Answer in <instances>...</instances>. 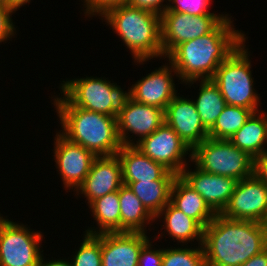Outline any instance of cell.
I'll list each match as a JSON object with an SVG mask.
<instances>
[{
	"label": "cell",
	"mask_w": 267,
	"mask_h": 266,
	"mask_svg": "<svg viewBox=\"0 0 267 266\" xmlns=\"http://www.w3.org/2000/svg\"><path fill=\"white\" fill-rule=\"evenodd\" d=\"M228 16L209 34L179 44L166 58L178 74L180 83L192 86L196 81L210 80L220 64L246 40L235 30Z\"/></svg>",
	"instance_id": "obj_1"
},
{
	"label": "cell",
	"mask_w": 267,
	"mask_h": 266,
	"mask_svg": "<svg viewBox=\"0 0 267 266\" xmlns=\"http://www.w3.org/2000/svg\"><path fill=\"white\" fill-rule=\"evenodd\" d=\"M206 266H241L267 247V224L216 214L203 229Z\"/></svg>",
	"instance_id": "obj_2"
},
{
	"label": "cell",
	"mask_w": 267,
	"mask_h": 266,
	"mask_svg": "<svg viewBox=\"0 0 267 266\" xmlns=\"http://www.w3.org/2000/svg\"><path fill=\"white\" fill-rule=\"evenodd\" d=\"M100 17L112 27L137 64L163 58L160 15L126 3L107 9Z\"/></svg>",
	"instance_id": "obj_3"
},
{
	"label": "cell",
	"mask_w": 267,
	"mask_h": 266,
	"mask_svg": "<svg viewBox=\"0 0 267 266\" xmlns=\"http://www.w3.org/2000/svg\"><path fill=\"white\" fill-rule=\"evenodd\" d=\"M55 108L62 127L59 133L70 142L83 146L96 157L116 155L121 149L116 117L77 106Z\"/></svg>",
	"instance_id": "obj_4"
},
{
	"label": "cell",
	"mask_w": 267,
	"mask_h": 266,
	"mask_svg": "<svg viewBox=\"0 0 267 266\" xmlns=\"http://www.w3.org/2000/svg\"><path fill=\"white\" fill-rule=\"evenodd\" d=\"M107 79V80H106ZM61 97L53 99L54 106H77L79 108L117 117L130 98V89L123 91L120 85L108 78L85 77L62 81Z\"/></svg>",
	"instance_id": "obj_5"
},
{
	"label": "cell",
	"mask_w": 267,
	"mask_h": 266,
	"mask_svg": "<svg viewBox=\"0 0 267 266\" xmlns=\"http://www.w3.org/2000/svg\"><path fill=\"white\" fill-rule=\"evenodd\" d=\"M244 40L236 50L217 68L211 79L220 89L227 105L251 109L254 113L261 104L260 94L254 89L250 51Z\"/></svg>",
	"instance_id": "obj_6"
},
{
	"label": "cell",
	"mask_w": 267,
	"mask_h": 266,
	"mask_svg": "<svg viewBox=\"0 0 267 266\" xmlns=\"http://www.w3.org/2000/svg\"><path fill=\"white\" fill-rule=\"evenodd\" d=\"M201 170L238 181L253 175L254 159L229 140L206 138L192 149V161Z\"/></svg>",
	"instance_id": "obj_7"
},
{
	"label": "cell",
	"mask_w": 267,
	"mask_h": 266,
	"mask_svg": "<svg viewBox=\"0 0 267 266\" xmlns=\"http://www.w3.org/2000/svg\"><path fill=\"white\" fill-rule=\"evenodd\" d=\"M42 239L41 231L4 217L0 221V266H38L44 251Z\"/></svg>",
	"instance_id": "obj_8"
},
{
	"label": "cell",
	"mask_w": 267,
	"mask_h": 266,
	"mask_svg": "<svg viewBox=\"0 0 267 266\" xmlns=\"http://www.w3.org/2000/svg\"><path fill=\"white\" fill-rule=\"evenodd\" d=\"M226 15L191 16L165 11L161 15V43L165 59L179 44L212 32Z\"/></svg>",
	"instance_id": "obj_9"
},
{
	"label": "cell",
	"mask_w": 267,
	"mask_h": 266,
	"mask_svg": "<svg viewBox=\"0 0 267 266\" xmlns=\"http://www.w3.org/2000/svg\"><path fill=\"white\" fill-rule=\"evenodd\" d=\"M134 146L176 175H180L188 162L192 161V149L165 122Z\"/></svg>",
	"instance_id": "obj_10"
},
{
	"label": "cell",
	"mask_w": 267,
	"mask_h": 266,
	"mask_svg": "<svg viewBox=\"0 0 267 266\" xmlns=\"http://www.w3.org/2000/svg\"><path fill=\"white\" fill-rule=\"evenodd\" d=\"M221 215L232 220L267 224V185L254 174L238 181Z\"/></svg>",
	"instance_id": "obj_11"
},
{
	"label": "cell",
	"mask_w": 267,
	"mask_h": 266,
	"mask_svg": "<svg viewBox=\"0 0 267 266\" xmlns=\"http://www.w3.org/2000/svg\"><path fill=\"white\" fill-rule=\"evenodd\" d=\"M54 160L65 190L74 192L83 184L96 156L81 145L70 142L59 132L54 137Z\"/></svg>",
	"instance_id": "obj_12"
},
{
	"label": "cell",
	"mask_w": 267,
	"mask_h": 266,
	"mask_svg": "<svg viewBox=\"0 0 267 266\" xmlns=\"http://www.w3.org/2000/svg\"><path fill=\"white\" fill-rule=\"evenodd\" d=\"M116 122L122 145H135L142 138L150 136L165 122L164 110L136 102L130 97L125 109L116 117ZM129 133L131 136L135 134L138 138L131 139Z\"/></svg>",
	"instance_id": "obj_13"
},
{
	"label": "cell",
	"mask_w": 267,
	"mask_h": 266,
	"mask_svg": "<svg viewBox=\"0 0 267 266\" xmlns=\"http://www.w3.org/2000/svg\"><path fill=\"white\" fill-rule=\"evenodd\" d=\"M179 175L191 188L197 191L215 214H221L232 196L238 180L205 172L198 168H188ZM190 169V170H189Z\"/></svg>",
	"instance_id": "obj_14"
},
{
	"label": "cell",
	"mask_w": 267,
	"mask_h": 266,
	"mask_svg": "<svg viewBox=\"0 0 267 266\" xmlns=\"http://www.w3.org/2000/svg\"><path fill=\"white\" fill-rule=\"evenodd\" d=\"M174 75L178 78L170 62L167 65H161L131 86L130 97L136 102L165 110L178 94L173 80Z\"/></svg>",
	"instance_id": "obj_15"
},
{
	"label": "cell",
	"mask_w": 267,
	"mask_h": 266,
	"mask_svg": "<svg viewBox=\"0 0 267 266\" xmlns=\"http://www.w3.org/2000/svg\"><path fill=\"white\" fill-rule=\"evenodd\" d=\"M179 95L164 110L165 123L193 149L209 137L208 130L203 126L193 99Z\"/></svg>",
	"instance_id": "obj_16"
},
{
	"label": "cell",
	"mask_w": 267,
	"mask_h": 266,
	"mask_svg": "<svg viewBox=\"0 0 267 266\" xmlns=\"http://www.w3.org/2000/svg\"><path fill=\"white\" fill-rule=\"evenodd\" d=\"M149 240L147 233H101V266H138L141 249Z\"/></svg>",
	"instance_id": "obj_17"
},
{
	"label": "cell",
	"mask_w": 267,
	"mask_h": 266,
	"mask_svg": "<svg viewBox=\"0 0 267 266\" xmlns=\"http://www.w3.org/2000/svg\"><path fill=\"white\" fill-rule=\"evenodd\" d=\"M123 185L121 163L117 155L96 157L90 172L76 194H82L89 205L93 200L118 191Z\"/></svg>",
	"instance_id": "obj_18"
},
{
	"label": "cell",
	"mask_w": 267,
	"mask_h": 266,
	"mask_svg": "<svg viewBox=\"0 0 267 266\" xmlns=\"http://www.w3.org/2000/svg\"><path fill=\"white\" fill-rule=\"evenodd\" d=\"M121 163L122 182L174 180L177 175L162 164L153 161L134 145H122L116 154Z\"/></svg>",
	"instance_id": "obj_19"
},
{
	"label": "cell",
	"mask_w": 267,
	"mask_h": 266,
	"mask_svg": "<svg viewBox=\"0 0 267 266\" xmlns=\"http://www.w3.org/2000/svg\"><path fill=\"white\" fill-rule=\"evenodd\" d=\"M170 202L185 215L194 219L203 229L216 215L206 204L203 197L179 175L173 181Z\"/></svg>",
	"instance_id": "obj_20"
},
{
	"label": "cell",
	"mask_w": 267,
	"mask_h": 266,
	"mask_svg": "<svg viewBox=\"0 0 267 266\" xmlns=\"http://www.w3.org/2000/svg\"><path fill=\"white\" fill-rule=\"evenodd\" d=\"M229 141L253 159L267 152L264 148L267 146L266 113L264 111L253 113Z\"/></svg>",
	"instance_id": "obj_21"
},
{
	"label": "cell",
	"mask_w": 267,
	"mask_h": 266,
	"mask_svg": "<svg viewBox=\"0 0 267 266\" xmlns=\"http://www.w3.org/2000/svg\"><path fill=\"white\" fill-rule=\"evenodd\" d=\"M164 216V217H163ZM163 218L165 233L169 237L182 243V246L187 245L190 241L196 240L198 245L203 243V228L192 218L185 215L180 209H177L171 202H169L155 217Z\"/></svg>",
	"instance_id": "obj_22"
},
{
	"label": "cell",
	"mask_w": 267,
	"mask_h": 266,
	"mask_svg": "<svg viewBox=\"0 0 267 266\" xmlns=\"http://www.w3.org/2000/svg\"><path fill=\"white\" fill-rule=\"evenodd\" d=\"M118 196L121 213V232L148 233V230H146L147 225L153 223L155 218L146 210L141 200L124 184L118 190Z\"/></svg>",
	"instance_id": "obj_23"
},
{
	"label": "cell",
	"mask_w": 267,
	"mask_h": 266,
	"mask_svg": "<svg viewBox=\"0 0 267 266\" xmlns=\"http://www.w3.org/2000/svg\"><path fill=\"white\" fill-rule=\"evenodd\" d=\"M88 207L91 209L98 227H90L85 233L97 235L101 233L121 232V213L118 191L106 194L93 200ZM98 229V230H97Z\"/></svg>",
	"instance_id": "obj_24"
},
{
	"label": "cell",
	"mask_w": 267,
	"mask_h": 266,
	"mask_svg": "<svg viewBox=\"0 0 267 266\" xmlns=\"http://www.w3.org/2000/svg\"><path fill=\"white\" fill-rule=\"evenodd\" d=\"M198 96L193 99L203 126L209 131L225 108L226 101L219 87L210 80H201Z\"/></svg>",
	"instance_id": "obj_25"
},
{
	"label": "cell",
	"mask_w": 267,
	"mask_h": 266,
	"mask_svg": "<svg viewBox=\"0 0 267 266\" xmlns=\"http://www.w3.org/2000/svg\"><path fill=\"white\" fill-rule=\"evenodd\" d=\"M174 180L131 182L128 187L141 200L146 210L155 218L170 202V191Z\"/></svg>",
	"instance_id": "obj_26"
},
{
	"label": "cell",
	"mask_w": 267,
	"mask_h": 266,
	"mask_svg": "<svg viewBox=\"0 0 267 266\" xmlns=\"http://www.w3.org/2000/svg\"><path fill=\"white\" fill-rule=\"evenodd\" d=\"M253 113L251 109L226 105L214 126L208 131L209 138L229 140Z\"/></svg>",
	"instance_id": "obj_27"
},
{
	"label": "cell",
	"mask_w": 267,
	"mask_h": 266,
	"mask_svg": "<svg viewBox=\"0 0 267 266\" xmlns=\"http://www.w3.org/2000/svg\"><path fill=\"white\" fill-rule=\"evenodd\" d=\"M162 266H206L203 246L163 248Z\"/></svg>",
	"instance_id": "obj_28"
},
{
	"label": "cell",
	"mask_w": 267,
	"mask_h": 266,
	"mask_svg": "<svg viewBox=\"0 0 267 266\" xmlns=\"http://www.w3.org/2000/svg\"><path fill=\"white\" fill-rule=\"evenodd\" d=\"M73 258L70 259L72 266H101V234H84L83 242L80 243Z\"/></svg>",
	"instance_id": "obj_29"
},
{
	"label": "cell",
	"mask_w": 267,
	"mask_h": 266,
	"mask_svg": "<svg viewBox=\"0 0 267 266\" xmlns=\"http://www.w3.org/2000/svg\"><path fill=\"white\" fill-rule=\"evenodd\" d=\"M212 0H169L165 11L187 13L191 16L199 15H225L211 13L208 8Z\"/></svg>",
	"instance_id": "obj_30"
},
{
	"label": "cell",
	"mask_w": 267,
	"mask_h": 266,
	"mask_svg": "<svg viewBox=\"0 0 267 266\" xmlns=\"http://www.w3.org/2000/svg\"><path fill=\"white\" fill-rule=\"evenodd\" d=\"M15 11L4 5L0 4V43L15 38L16 28L11 16Z\"/></svg>",
	"instance_id": "obj_31"
},
{
	"label": "cell",
	"mask_w": 267,
	"mask_h": 266,
	"mask_svg": "<svg viewBox=\"0 0 267 266\" xmlns=\"http://www.w3.org/2000/svg\"><path fill=\"white\" fill-rule=\"evenodd\" d=\"M129 0H84L85 16H101L107 9L128 3Z\"/></svg>",
	"instance_id": "obj_32"
},
{
	"label": "cell",
	"mask_w": 267,
	"mask_h": 266,
	"mask_svg": "<svg viewBox=\"0 0 267 266\" xmlns=\"http://www.w3.org/2000/svg\"><path fill=\"white\" fill-rule=\"evenodd\" d=\"M149 240L141 249L138 266H162L163 261V248L152 249L153 243ZM157 249V250H156Z\"/></svg>",
	"instance_id": "obj_33"
},
{
	"label": "cell",
	"mask_w": 267,
	"mask_h": 266,
	"mask_svg": "<svg viewBox=\"0 0 267 266\" xmlns=\"http://www.w3.org/2000/svg\"><path fill=\"white\" fill-rule=\"evenodd\" d=\"M167 4H163V2ZM168 1V2H167ZM169 0H129L128 4L132 7L162 15L168 7Z\"/></svg>",
	"instance_id": "obj_34"
},
{
	"label": "cell",
	"mask_w": 267,
	"mask_h": 266,
	"mask_svg": "<svg viewBox=\"0 0 267 266\" xmlns=\"http://www.w3.org/2000/svg\"><path fill=\"white\" fill-rule=\"evenodd\" d=\"M253 174L267 185V152L254 159Z\"/></svg>",
	"instance_id": "obj_35"
},
{
	"label": "cell",
	"mask_w": 267,
	"mask_h": 266,
	"mask_svg": "<svg viewBox=\"0 0 267 266\" xmlns=\"http://www.w3.org/2000/svg\"><path fill=\"white\" fill-rule=\"evenodd\" d=\"M241 266H267V247L243 263Z\"/></svg>",
	"instance_id": "obj_36"
},
{
	"label": "cell",
	"mask_w": 267,
	"mask_h": 266,
	"mask_svg": "<svg viewBox=\"0 0 267 266\" xmlns=\"http://www.w3.org/2000/svg\"><path fill=\"white\" fill-rule=\"evenodd\" d=\"M38 266H72V265H71L70 260L68 259L59 258L57 260L56 259L53 260V257H52V260L47 261L44 259V256L42 255Z\"/></svg>",
	"instance_id": "obj_37"
},
{
	"label": "cell",
	"mask_w": 267,
	"mask_h": 266,
	"mask_svg": "<svg viewBox=\"0 0 267 266\" xmlns=\"http://www.w3.org/2000/svg\"><path fill=\"white\" fill-rule=\"evenodd\" d=\"M30 2H31V0H6V6L12 8L16 12L22 6H24Z\"/></svg>",
	"instance_id": "obj_38"
},
{
	"label": "cell",
	"mask_w": 267,
	"mask_h": 266,
	"mask_svg": "<svg viewBox=\"0 0 267 266\" xmlns=\"http://www.w3.org/2000/svg\"><path fill=\"white\" fill-rule=\"evenodd\" d=\"M0 4L6 5V0H0Z\"/></svg>",
	"instance_id": "obj_39"
}]
</instances>
